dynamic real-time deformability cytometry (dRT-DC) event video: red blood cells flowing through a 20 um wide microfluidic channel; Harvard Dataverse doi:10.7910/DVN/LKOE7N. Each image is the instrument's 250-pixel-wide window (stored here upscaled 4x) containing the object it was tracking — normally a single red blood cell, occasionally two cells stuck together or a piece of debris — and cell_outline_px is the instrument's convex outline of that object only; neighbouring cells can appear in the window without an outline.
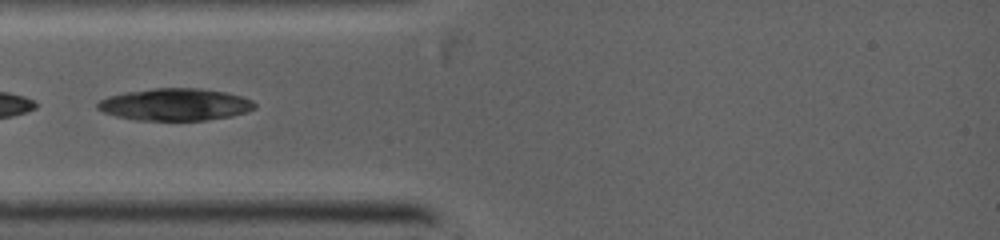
{"species": "common noctule bat (a hibernating species)", "species_latin": "Nyctalus noctula", "temperature_condition": "warm", "stored_images_in_passage": 2, "camera_frame_rate_fps": 5000, "um_per_image_px": 0.085, "animal": {"sex": "female", "body_mass_g": 19.0, "forearm_length_mm": 53.3}, "frame": {"image": 1, "passage_image": 1, "time_ms": 0.0, "image_size_px": [1000, 240], "cell_outline_px": [[256, 108], [248, 112], [232, 116], [204, 120], [136, 120], [116, 116], [104, 112], [96, 108], [96, 104], [100, 100], [108, 96], [124, 92], [152, 88], [200, 88], [224, 92], [240, 96], [252, 100], [256, 104]], "centroid_in_image_um": [14.88, 8.88], "position_along_channel_um": 70.1, "area_um2": 29.54}}
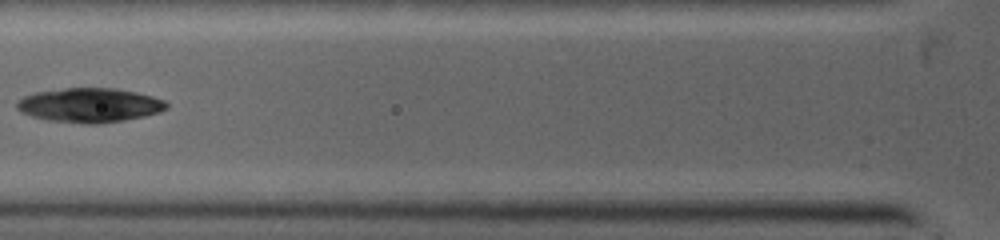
{"frame": {"image": 2, "passage_image": 2, "time_ms": 1.0, "image_size_px": [1000, 240], "cell_outline_px": [[168, 108], [160, 112], [144, 116], [124, 120], [96, 124], [88, 124], [52, 120], [32, 116], [16, 108], [16, 100], [32, 92], [64, 88], [116, 88], [136, 92], [152, 96], [164, 100], [168, 104]], "centroid_in_image_um": [7.62, 8.92], "position_along_channel_um": 118.2, "area_um2": 29.88}}